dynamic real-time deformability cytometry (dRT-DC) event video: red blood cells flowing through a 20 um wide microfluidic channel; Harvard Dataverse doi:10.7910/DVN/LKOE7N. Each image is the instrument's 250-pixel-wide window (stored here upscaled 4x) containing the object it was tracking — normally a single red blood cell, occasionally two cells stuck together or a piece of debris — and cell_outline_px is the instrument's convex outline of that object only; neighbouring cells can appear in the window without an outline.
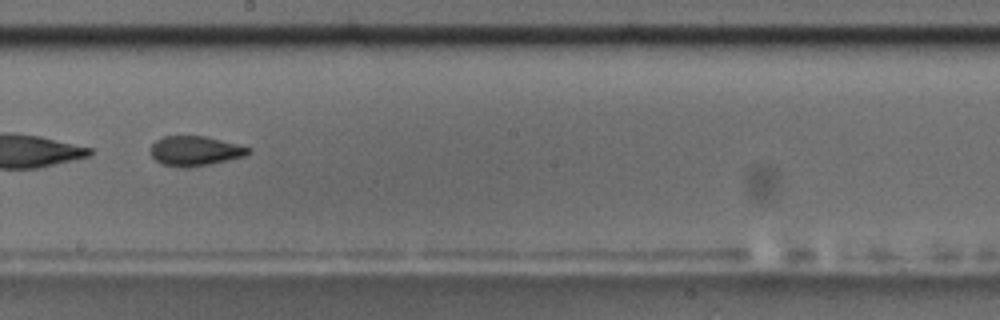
{"species": "common noctule bat (a hibernating species)", "species_latin": "Nyctalus noctula", "temperature_condition": "room temperature", "stored_images_in_passage": 54, "segment_of_instrument_passage": [2, 2], "camera_frame_rate_fps": 3000, "um_per_image_px": 0.085, "animal": {"sex": "male", "body_mass_g": 17.5, "forearm_length_mm": 52.3}, "frame": {"image": 1, "passage_image": 31, "time_ms": 10.0, "image_size_px": [1000, 320], "cell_outline_px": [[252, 152], [244, 156], [228, 160], [188, 168], [180, 168], [160, 164], [152, 156], [148, 148], [156, 140], [164, 136], [204, 136], [252, 148]], "centroid_in_image_um": [16.54, 12.84], "position_along_channel_um": 231.7, "area_um2": 17.05}}